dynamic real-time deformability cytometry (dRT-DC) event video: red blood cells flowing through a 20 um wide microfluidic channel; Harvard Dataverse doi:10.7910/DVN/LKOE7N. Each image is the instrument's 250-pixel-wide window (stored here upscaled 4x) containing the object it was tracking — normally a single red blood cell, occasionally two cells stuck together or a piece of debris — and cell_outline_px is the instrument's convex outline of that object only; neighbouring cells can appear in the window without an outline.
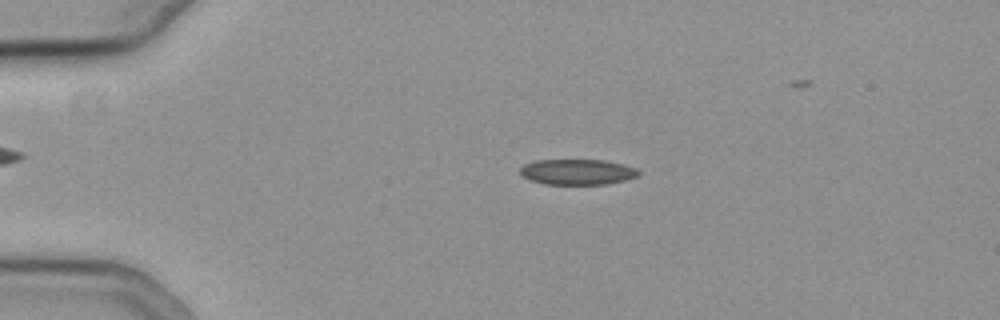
{"species": "common noctule bat (a hibernating species)", "species_latin": "Nyctalus noctula", "temperature_condition": "cold", "stored_images_in_passage": 37, "camera_frame_rate_fps": 3000, "um_per_image_px": 0.085, "animal": {"sex": "female", "body_mass_g": 19.3, "forearm_length_mm": 54.1}, "frame": {"image": 1, "passage_image": 1, "time_ms": 0.0, "image_size_px": [1000, 320], "cell_outline_px": [[640, 176], [608, 184], [544, 184], [520, 176], [520, 168], [524, 164], [536, 160], [604, 160], [624, 164], [636, 168], [640, 172]], "centroid_in_image_um": [49.09, 14.61], "position_along_channel_um": 35.9, "area_um2": 17.74}}
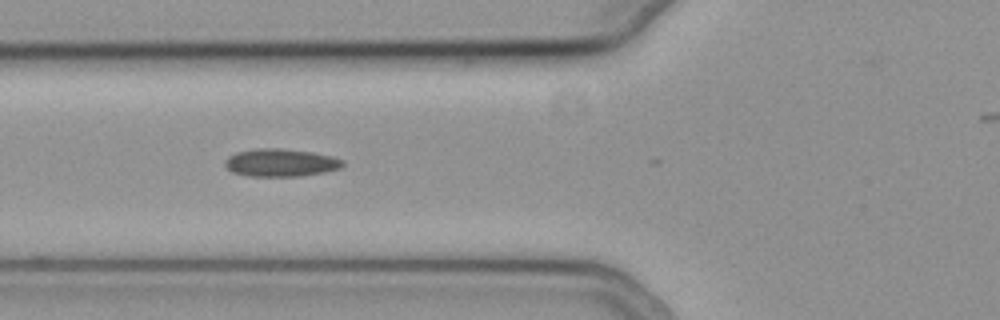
{"frame": {"image": 2, "passage_image": 10, "time_ms": 3.0, "image_size_px": [1000, 320], "cell_outline_px": [[344, 164], [340, 168], [324, 172], [300, 176], [248, 176], [232, 172], [224, 164], [224, 160], [228, 156], [236, 152], [256, 148], [280, 148], [312, 152], [332, 156], [344, 160]], "centroid_in_image_um": [23.84, 13.82], "position_along_channel_um": 102.0, "area_um2": 19.13}}
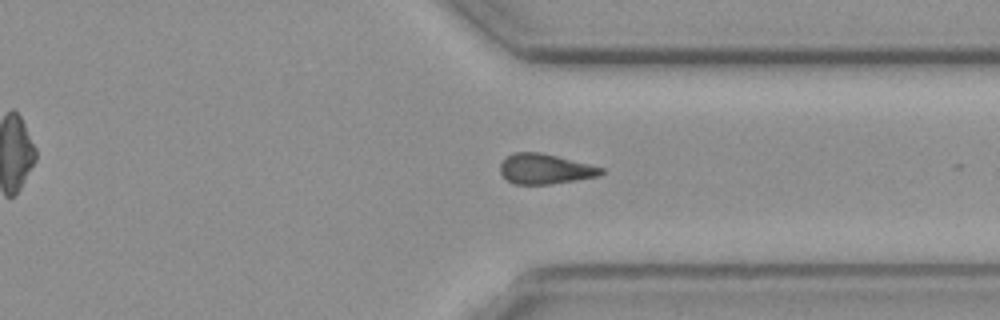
{"frame": {"image": 3, "passage_image": 31, "time_ms": 10.0, "image_size_px": [1000, 320], "cell_outline_px": [[604, 172], [600, 176], [576, 180], [548, 184], [512, 184], [500, 172], [500, 164], [512, 152], [540, 152], [604, 168]], "centroid_in_image_um": [46.33, 14.36], "position_along_channel_um": 365.1, "area_um2": 17.57}}